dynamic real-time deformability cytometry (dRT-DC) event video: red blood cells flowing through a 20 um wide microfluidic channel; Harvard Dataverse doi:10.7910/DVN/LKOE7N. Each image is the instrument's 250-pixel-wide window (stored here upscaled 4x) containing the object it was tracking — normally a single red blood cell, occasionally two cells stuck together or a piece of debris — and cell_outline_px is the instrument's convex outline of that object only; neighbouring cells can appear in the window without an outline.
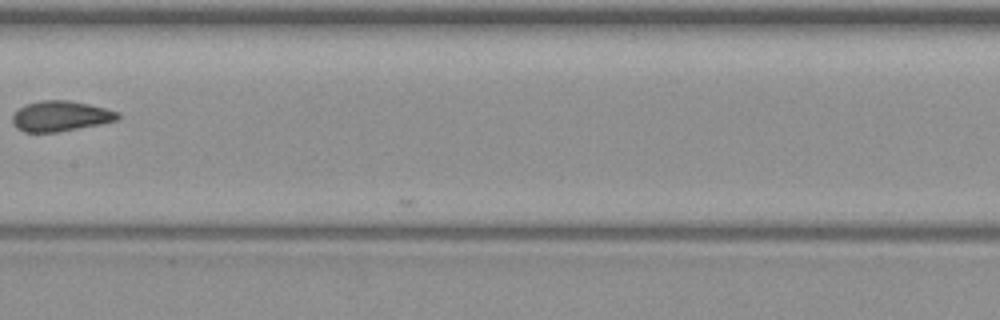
{"species": "common noctule bat (a hibernating species)", "species_latin": "Nyctalus noctula", "temperature_condition": "warm", "stored_images_in_passage": 7, "camera_frame_rate_fps": 3000, "um_per_image_px": 0.085, "animal": {"sex": "female", "body_mass_g": 19.3, "forearm_length_mm": 54.1}, "frame": {"image": 1, "passage_image": 6, "time_ms": 6.0, "image_size_px": [1000, 320], "cell_outline_px": [[120, 116], [116, 120], [56, 132], [24, 132], [16, 128], [12, 124], [12, 116], [20, 108], [28, 104], [40, 100], [68, 100], [88, 104], [104, 108], [116, 112]], "centroid_in_image_um": [5.08, 9.87], "position_along_channel_um": 202.3, "area_um2": 18.21}}